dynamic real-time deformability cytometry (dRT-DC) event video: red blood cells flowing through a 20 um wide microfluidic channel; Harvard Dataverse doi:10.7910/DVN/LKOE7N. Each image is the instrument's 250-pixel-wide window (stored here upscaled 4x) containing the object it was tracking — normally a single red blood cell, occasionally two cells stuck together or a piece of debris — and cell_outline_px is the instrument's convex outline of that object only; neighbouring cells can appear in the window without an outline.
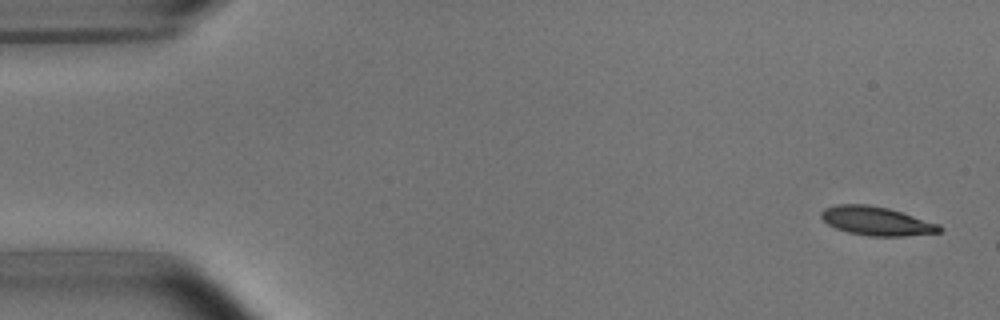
{"species": "common noctule bat (a hibernating species)", "species_latin": "Nyctalus noctula", "temperature_condition": "room temperature", "stored_images_in_passage": 2, "camera_frame_rate_fps": 3000, "um_per_image_px": 0.085, "animal": {"sex": "male", "body_mass_g": 15.6}, "frame": {"image": 1, "passage_image": 1, "time_ms": 0.0, "image_size_px": [1000, 320], "cell_outline_px": [[944, 228], [940, 232], [904, 236], [868, 236], [848, 232], [836, 228], [828, 224], [820, 216], [820, 212], [824, 208], [836, 204], [868, 204], [888, 208], [940, 224]], "centroid_in_image_um": [74.5, 18.78], "position_along_channel_um": 10.5, "area_um2": 19.88}}